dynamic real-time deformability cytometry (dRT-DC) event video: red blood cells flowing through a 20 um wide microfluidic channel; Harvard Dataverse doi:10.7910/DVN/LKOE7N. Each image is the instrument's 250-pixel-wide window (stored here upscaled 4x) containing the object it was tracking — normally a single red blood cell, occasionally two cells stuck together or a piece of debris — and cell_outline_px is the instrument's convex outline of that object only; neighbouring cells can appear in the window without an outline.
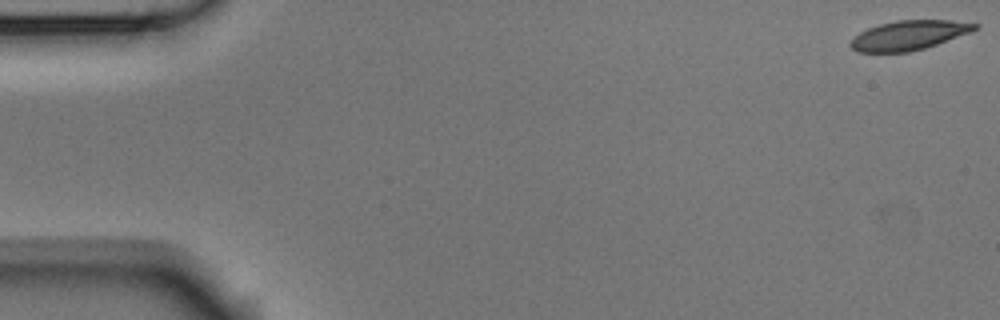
{"species": "Egyptian fruit bat (a non-hibernating species)", "species_latin": "Rousettus aegyptiacus", "temperature_condition": "room temperature", "stored_images_in_passage": 53, "camera_frame_rate_fps": 3000, "um_per_image_px": 0.085, "animal": {"sex": "male"}, "frame": {"image": 1, "passage_image": 1, "time_ms": 0.0, "image_size_px": [1000, 320], "cell_outline_px": [[980, 28], [972, 32], [924, 48], [908, 52], [856, 52], [848, 44], [860, 32], [868, 28], [880, 24], [896, 20], [948, 20], [980, 24]], "centroid_in_image_um": [77.28, 2.99], "position_along_channel_um": 7.7, "area_um2": 21.27}}
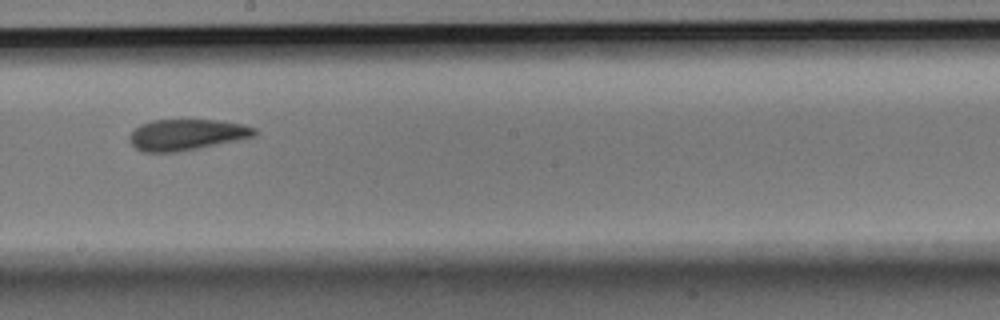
{"frame": {"image": 2, "passage_image": 30, "time_ms": 9.667, "image_size_px": [1000, 320], "cell_outline_px": [[256, 136], [176, 152], [144, 152], [136, 148], [128, 140], [128, 136], [140, 124], [152, 120], [220, 120], [244, 124], [256, 128]], "centroid_in_image_um": [15.85, 11.44], "position_along_channel_um": 232.4, "area_um2": 22.48}}
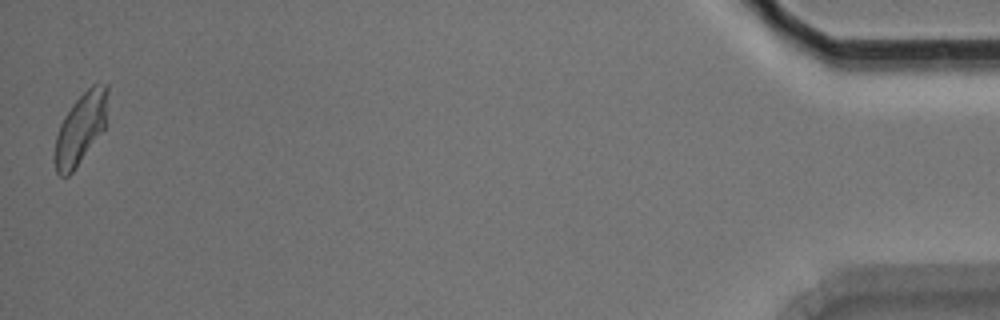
{"frame": {"image": 3, "passage_image": 53, "time_ms": 17.333, "image_size_px": [1000, 320], "cell_outline_px": [[108, 92], [104, 128], [72, 172], [68, 176], [60, 176], [56, 172], [52, 160], [52, 156], [56, 136], [60, 124], [64, 116], [72, 104], [92, 84], [108, 84]], "centroid_in_image_um": [6.8, 10.94], "position_along_channel_um": 428.4, "area_um2": 21.79}, "authors_computed_cell_mechanics": {"area_um2": 22.7154, "velocity_mm_per_s": 3.7685, "shape_relaxation_time_tau1_ms": 7.6977, "shape_relaxation_time_tau2_ms": 3.2873, "deformation_change_tau1": 0.154, "deformation_change_tau2": 0.0807}}